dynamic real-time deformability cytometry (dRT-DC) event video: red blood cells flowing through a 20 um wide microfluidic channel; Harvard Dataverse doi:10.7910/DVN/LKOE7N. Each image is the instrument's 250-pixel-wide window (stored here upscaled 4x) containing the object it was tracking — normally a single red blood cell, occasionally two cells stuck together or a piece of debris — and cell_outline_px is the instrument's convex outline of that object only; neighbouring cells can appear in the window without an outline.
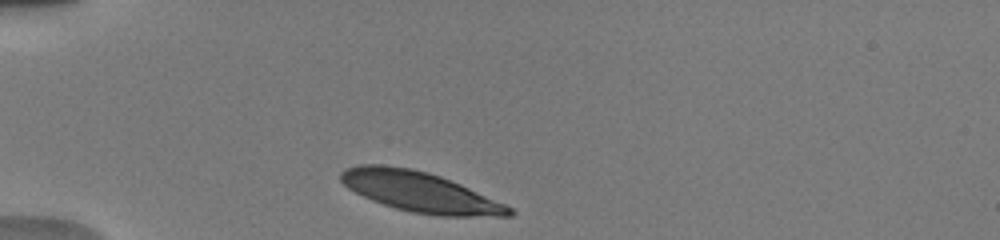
{"species": "human", "species_latin": "Homo sapiens", "temperature_condition": "warm", "stored_images_in_passage": 3, "camera_frame_rate_fps": 3000, "um_per_image_px": 0.085, "donor": {"sex": "male"}, "frame": {"image": 1, "passage_image": 1, "time_ms": 0.0, "image_size_px": [1000, 240], "cell_outline_px": [[516, 212], [512, 216], [440, 216], [412, 212], [396, 208], [372, 200], [348, 188], [340, 180], [340, 172], [344, 168], [360, 164], [380, 164], [412, 168], [428, 172], [440, 176], [460, 184], [504, 204], [512, 208]], "centroid_in_image_um": [35.67, 16.3], "position_along_channel_um": 49.3, "area_um2": 39.19}}